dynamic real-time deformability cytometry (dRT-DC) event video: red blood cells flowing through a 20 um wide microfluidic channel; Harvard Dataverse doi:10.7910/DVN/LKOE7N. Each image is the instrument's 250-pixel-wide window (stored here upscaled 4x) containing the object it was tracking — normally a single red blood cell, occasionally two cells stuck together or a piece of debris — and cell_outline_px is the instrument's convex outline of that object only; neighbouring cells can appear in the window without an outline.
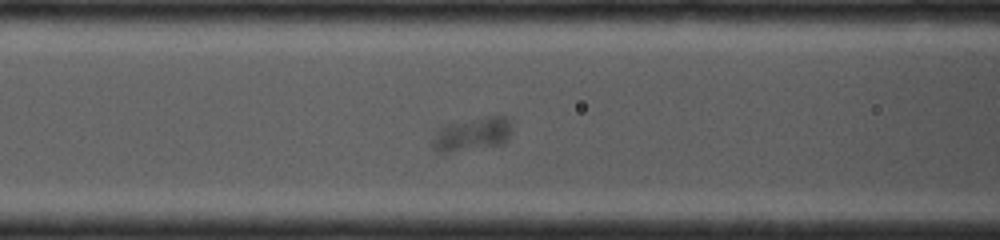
{"species": "common noctule bat (a hibernating species)", "species_latin": "Nyctalus noctula", "temperature_condition": "cold", "stored_images_in_passage": 116, "camera_frame_rate_fps": 4000, "um_per_image_px": 0.085, "animal": {"sex": "female", "body_mass_g": 19.0, "forearm_length_mm": 53.3}, "frame": {"image": 1, "passage_image": 16, "time_ms": 2.0, "image_size_px": [1000, 240], "cell_outline_px": [[512, 128], [508, 140], [504, 144], [444, 152], [436, 152], [432, 148], [432, 140], [440, 128], [448, 124], [484, 116], [504, 116], [512, 120]], "centroid_in_image_um": [40.2, 11.38], "position_along_channel_um": 126.4, "area_um2": 15.43}}
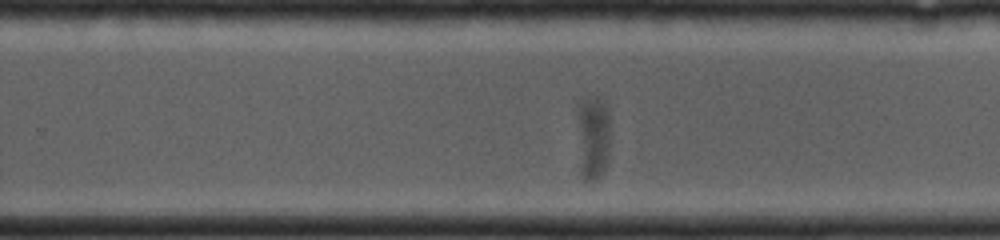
{"frame": {"image": 2, "passage_image": 64, "time_ms": 8.25, "image_size_px": [1000, 240], "cell_outline_px": [[608, 164], [596, 180], [584, 180], [580, 172], [580, 108], [584, 104], [600, 104], [604, 108], [608, 116]], "centroid_in_image_um": [50.44, 11.98], "position_along_channel_um": 279.4, "area_um2": 14.22}}
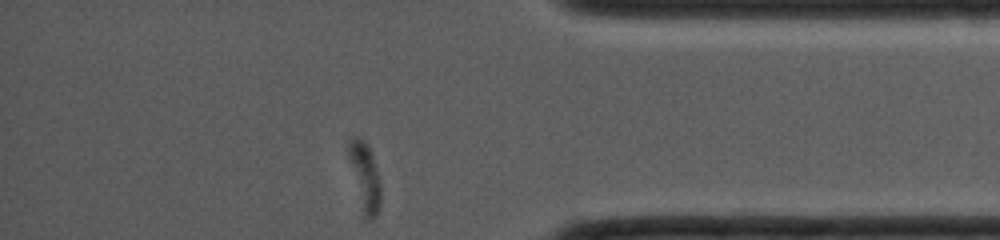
{"frame": {"image": 3, "passage_image": 112, "time_ms": 14.25, "image_size_px": [1000, 240], "cell_outline_px": [[380, 204], [376, 216], [372, 220], [368, 220], [364, 216], [348, 156], [348, 144], [352, 136], [360, 136], [368, 144], [380, 180]], "centroid_in_image_um": [31.02, 14.98], "position_along_channel_um": 404.2, "area_um2": 12.48}}